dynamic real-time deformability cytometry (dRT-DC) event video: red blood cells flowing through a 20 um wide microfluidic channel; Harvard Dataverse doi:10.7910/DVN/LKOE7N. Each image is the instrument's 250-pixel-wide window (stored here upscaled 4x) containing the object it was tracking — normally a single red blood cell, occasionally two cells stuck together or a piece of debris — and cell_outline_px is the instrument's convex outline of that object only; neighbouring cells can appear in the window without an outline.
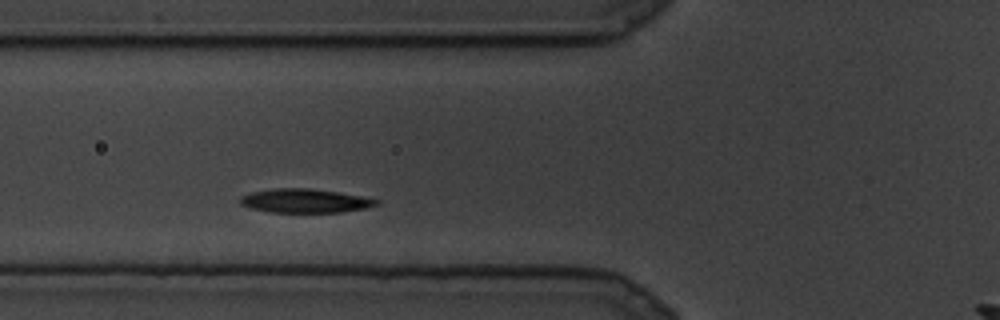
{"species": "common noctule bat (a hibernating species)", "species_latin": "Nyctalus noctula", "temperature_condition": "cold", "stored_images_in_passage": 7, "camera_frame_rate_fps": 3000, "um_per_image_px": 0.085, "animal": {"sex": "male", "body_mass_g": 19.5, "forearm_length_mm": 54.6}, "frame": {"image": 1, "passage_image": 2, "time_ms": 0.333, "image_size_px": [1000, 320], "cell_outline_px": [[380, 204], [364, 208], [344, 212], [268, 212], [252, 208], [240, 204], [240, 196], [252, 192], [272, 188], [308, 188], [336, 192], [360, 196], [380, 200]], "centroid_in_image_um": [25.91, 17.07], "position_along_channel_um": 99.9, "area_um2": 18.84}}
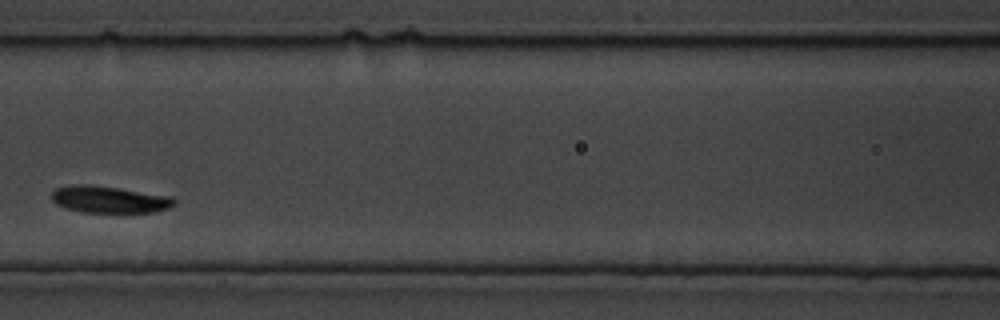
{"frame": {"image": 2, "passage_image": 4, "time_ms": 1.0, "image_size_px": [1000, 320], "cell_outline_px": [[176, 204], [168, 208], [156, 212], [80, 212], [56, 204], [52, 200], [52, 192], [56, 188], [76, 184], [88, 184], [172, 196], [176, 200]], "centroid_in_image_um": [9.31, 16.96], "position_along_channel_um": 157.3, "area_um2": 19.07}}
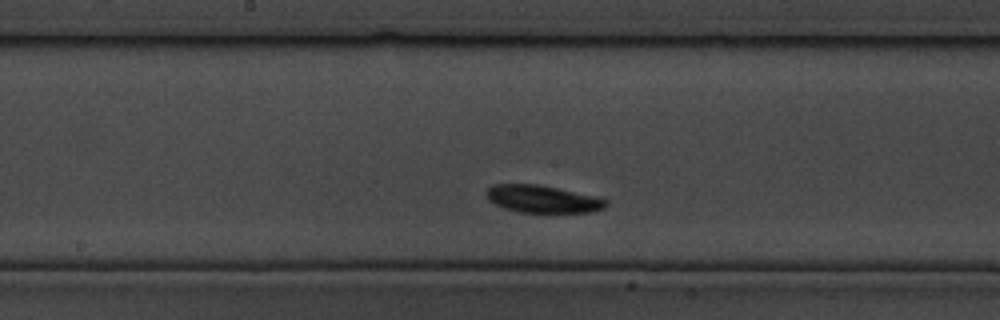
{"frame": {"image": 3, "passage_image": 6, "time_ms": 1.667, "image_size_px": [1000, 320], "cell_outline_px": [[608, 204], [604, 208], [592, 212], [516, 212], [504, 208], [488, 200], [488, 188], [492, 184], [536, 184], [556, 188], [592, 196], [608, 200]], "centroid_in_image_um": [46.11, 16.92], "position_along_channel_um": 202.1, "area_um2": 18.79}}